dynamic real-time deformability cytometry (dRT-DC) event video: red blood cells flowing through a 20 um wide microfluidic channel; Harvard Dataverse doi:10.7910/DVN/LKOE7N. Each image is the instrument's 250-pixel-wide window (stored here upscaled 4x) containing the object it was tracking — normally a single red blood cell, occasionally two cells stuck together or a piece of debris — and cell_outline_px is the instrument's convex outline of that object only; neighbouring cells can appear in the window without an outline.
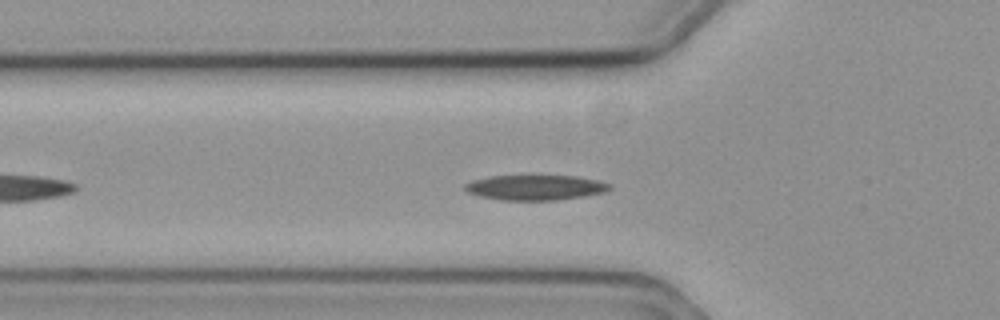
{"species": "common noctule bat (a hibernating species)", "species_latin": "Nyctalus noctula", "temperature_condition": "cold", "stored_images_in_passage": 37, "camera_frame_rate_fps": 3000, "um_per_image_px": 0.085, "animal": {"sex": "female", "body_mass_g": 19.3, "forearm_length_mm": 54.1}, "frame": {"image": 1, "passage_image": 7, "time_ms": 2.0, "image_size_px": [1000, 320], "cell_outline_px": [[612, 188], [604, 192], [584, 196], [556, 200], [500, 200], [480, 196], [468, 192], [464, 188], [464, 184], [472, 180], [488, 176], [576, 176], [596, 180], [612, 184]], "centroid_in_image_um": [45.5, 15.94], "position_along_channel_um": 80.3, "area_um2": 21.15}}
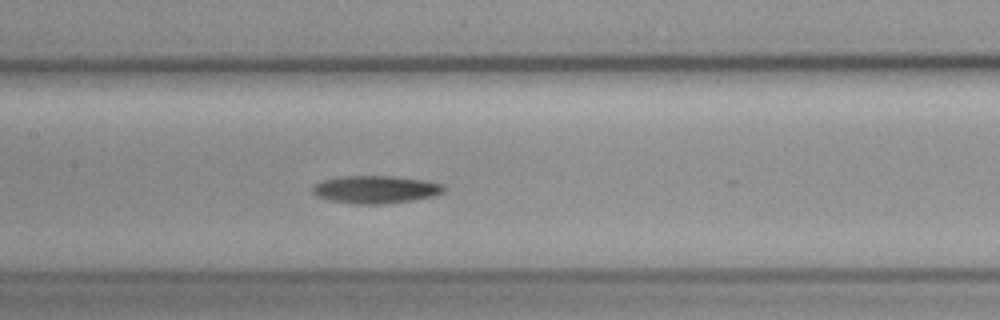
{"frame": {"image": 2, "passage_image": 15, "time_ms": 4.667, "image_size_px": [1000, 320], "cell_outline_px": [[448, 188], [444, 192], [436, 196], [412, 200], [384, 204], [352, 204], [328, 200], [316, 196], [312, 192], [312, 188], [316, 184], [324, 180], [340, 176], [392, 176], [424, 180], [444, 184]], "centroid_in_image_um": [31.97, 16.11], "position_along_channel_um": 175.4, "area_um2": 21.44}}
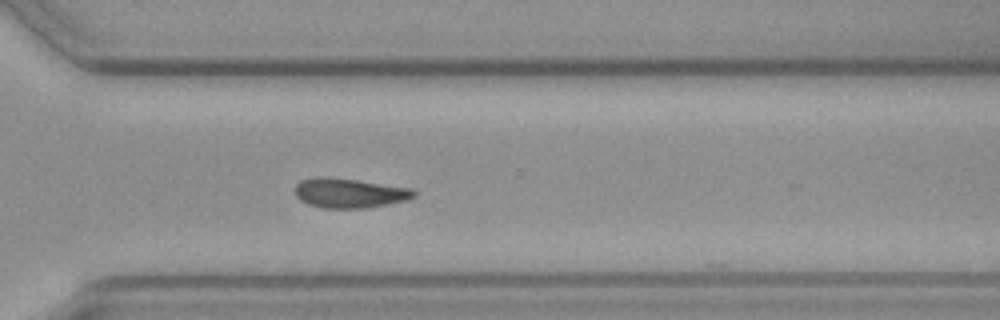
{"frame": {"image": 3, "passage_image": 29, "time_ms": 9.333, "image_size_px": [1000, 320], "cell_outline_px": [[416, 196], [408, 200], [368, 208], [324, 208], [308, 204], [300, 200], [296, 196], [296, 184], [300, 180], [320, 176], [356, 180], [408, 188], [416, 192]], "centroid_in_image_um": [29.68, 16.42], "position_along_channel_um": 340.9, "area_um2": 20.35}, "authors_computed_cell_mechanics": {"area_um2": 20.519, "velocity_mm_per_s": 3.5495, "shape_relaxation_time_tau1_ms": 4.9453, "shape_relaxation_time_tau2_ms": null, "deformation_change_tau1": 0.1186, "deformation_change_tau2": null}}